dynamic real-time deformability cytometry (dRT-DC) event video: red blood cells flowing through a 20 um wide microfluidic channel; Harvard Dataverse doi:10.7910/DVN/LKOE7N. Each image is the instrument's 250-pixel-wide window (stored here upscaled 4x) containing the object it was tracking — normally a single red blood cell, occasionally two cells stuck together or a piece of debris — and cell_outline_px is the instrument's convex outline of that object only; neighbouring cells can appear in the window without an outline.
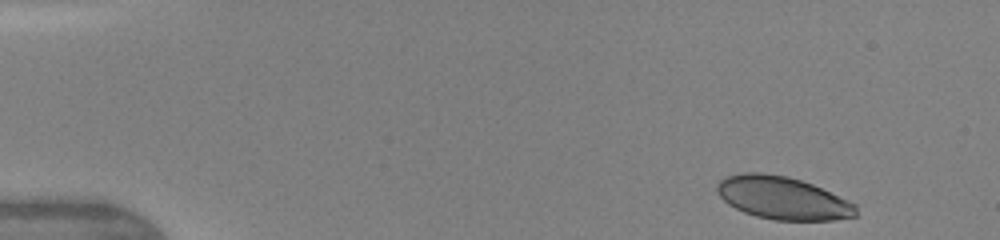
{"species": "human", "species_latin": "Homo sapiens", "temperature_condition": "warm", "stored_images_in_passage": 12, "camera_frame_rate_fps": 3000, "um_per_image_px": 0.085, "donor": {"sex": "female"}, "frame": {"image": 1, "passage_image": 1, "time_ms": 0.0, "image_size_px": [1000, 240], "cell_outline_px": [[860, 216], [832, 220], [776, 220], [756, 216], [744, 212], [728, 204], [716, 192], [716, 184], [724, 176], [740, 172], [760, 172], [788, 176], [812, 184], [848, 200], [856, 204]], "centroid_in_image_um": [66.52, 16.82], "position_along_channel_um": 18.5, "area_um2": 34.91}}